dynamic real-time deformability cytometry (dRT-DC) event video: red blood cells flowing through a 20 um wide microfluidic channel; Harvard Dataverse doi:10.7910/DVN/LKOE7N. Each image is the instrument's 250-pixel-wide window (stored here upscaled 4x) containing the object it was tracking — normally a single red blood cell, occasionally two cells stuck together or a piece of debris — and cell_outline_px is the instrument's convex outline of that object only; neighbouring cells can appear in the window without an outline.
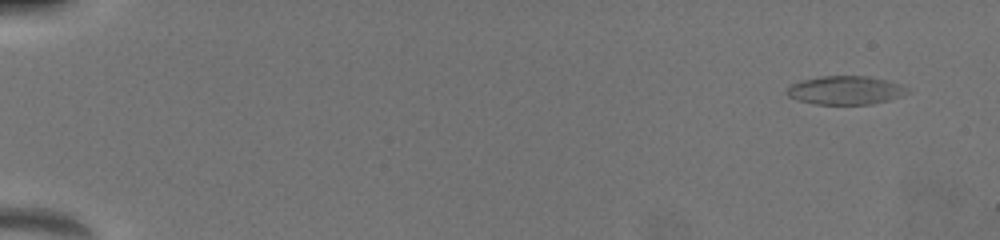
{"species": "common noctule bat (a hibernating species)", "species_latin": "Nyctalus noctula", "temperature_condition": "warm", "stored_images_in_passage": 41, "camera_frame_rate_fps": 3000, "um_per_image_px": 0.085, "animal": {"sex": "female", "body_mass_g": 19.5, "forearm_length_mm": 54.1}, "frame": {"image": 1, "passage_image": 1, "time_ms": 0.0, "image_size_px": [1000, 240], "cell_outline_px": [[912, 88], [904, 96], [872, 104], [816, 104], [796, 100], [788, 96], [784, 92], [792, 84], [800, 80], [820, 76], [868, 76], [900, 84]], "centroid_in_image_um": [71.87, 7.67], "position_along_channel_um": 13.1, "area_um2": 20.23}}
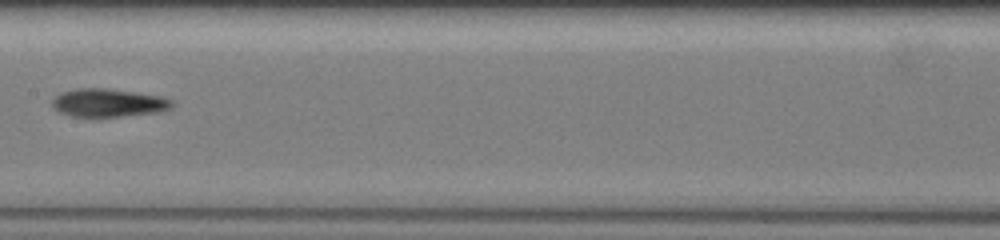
{"frame": {"image": 2, "passage_image": 28, "time_ms": 9.0, "image_size_px": [1000, 240], "cell_outline_px": [[176, 104], [172, 108], [160, 112], [96, 120], [88, 120], [72, 116], [60, 112], [52, 104], [52, 100], [60, 92], [76, 88], [104, 88], [136, 92], [160, 96], [172, 100]], "centroid_in_image_um": [9.22, 8.79], "position_along_channel_um": 198.2, "area_um2": 20.63}}
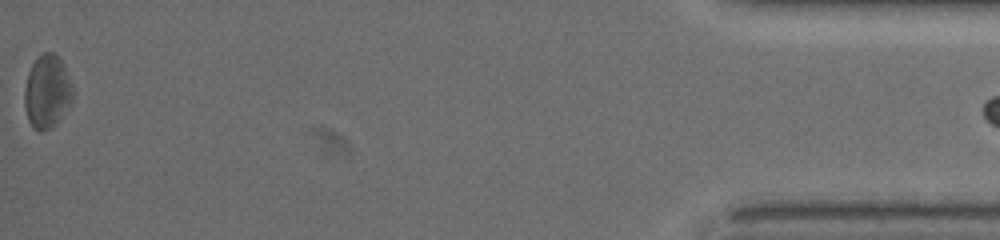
{"frame": {"image": 3, "passage_image": 41, "time_ms": 17.0, "image_size_px": [1000, 240], "cell_outline_px": [[76, 92], [56, 124], [40, 132], [32, 128], [28, 120], [24, 104], [24, 88], [28, 72], [32, 64], [44, 52], [52, 52], [60, 60]], "centroid_in_image_um": [3.99, 7.81], "position_along_channel_um": 431.2, "area_um2": 20.4}, "authors_computed_cell_mechanics": {"area_um2": 19.4786, "velocity_mm_per_s": 3.9702, "shape_relaxation_time_tau1_ms": null, "shape_relaxation_time_tau2_ms": 10.0418, "deformation_change_tau1": null, "deformation_change_tau2": 0.2747}}